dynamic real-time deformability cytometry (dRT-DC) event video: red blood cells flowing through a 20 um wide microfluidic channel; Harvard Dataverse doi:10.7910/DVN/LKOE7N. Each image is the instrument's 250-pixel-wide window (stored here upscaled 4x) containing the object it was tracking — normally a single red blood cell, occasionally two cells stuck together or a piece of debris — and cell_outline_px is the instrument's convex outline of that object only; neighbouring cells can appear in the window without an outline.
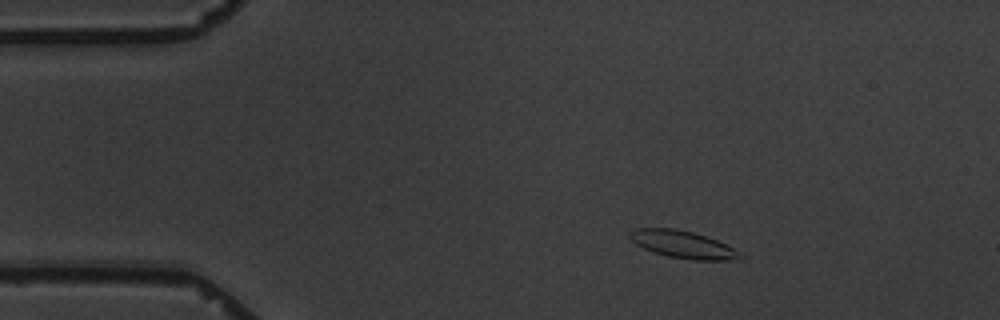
{"species": "common noctule bat (a hibernating species)", "species_latin": "Nyctalus noctula", "temperature_condition": "warm", "stored_images_in_passage": 5, "camera_frame_rate_fps": 3000, "um_per_image_px": 0.085, "animal": {"sex": "male", "body_mass_g": 19.5, "forearm_length_mm": 54.6}, "frame": {"image": 1, "passage_image": 2, "time_ms": 1.0, "image_size_px": [1000, 320], "cell_outline_px": [[744, 260], [692, 260], [668, 256], [652, 252], [636, 244], [628, 236], [628, 232], [636, 228], [676, 228], [708, 236], [732, 248], [744, 256]], "centroid_in_image_um": [58.04, 20.78], "position_along_channel_um": 27.0, "area_um2": 17.69}}
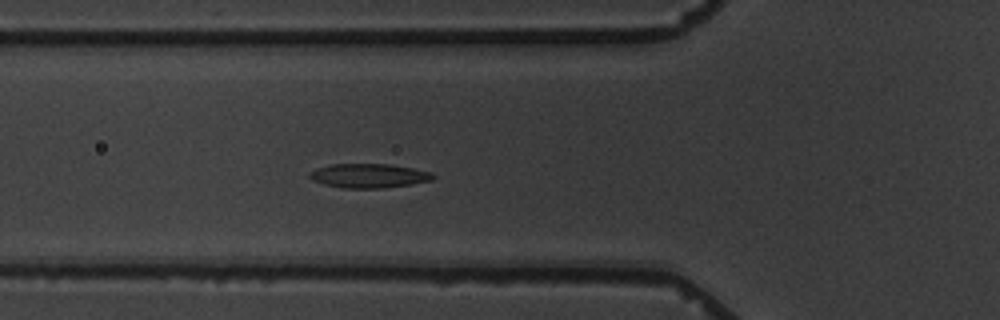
{"frame": {"image": 2, "passage_image": 5, "time_ms": 4.667, "image_size_px": [1000, 320], "cell_outline_px": [[436, 176], [432, 180], [412, 184], [384, 188], [344, 188], [324, 184], [312, 180], [308, 176], [316, 168], [332, 164], [392, 164], [432, 172]], "centroid_in_image_um": [31.38, 14.94], "position_along_channel_um": 94.4, "area_um2": 17.4}}